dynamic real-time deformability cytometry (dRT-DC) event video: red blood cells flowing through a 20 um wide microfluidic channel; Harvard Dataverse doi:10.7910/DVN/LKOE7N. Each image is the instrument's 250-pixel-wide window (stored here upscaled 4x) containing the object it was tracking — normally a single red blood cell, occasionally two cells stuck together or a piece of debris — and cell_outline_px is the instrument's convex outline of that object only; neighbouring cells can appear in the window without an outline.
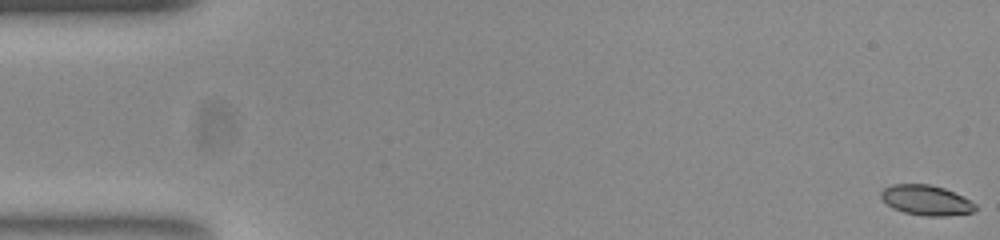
{"species": "common noctule bat (a hibernating species)", "species_latin": "Nyctalus noctula", "temperature_condition": "room temperature", "stored_images_in_passage": 55, "camera_frame_rate_fps": 3000, "um_per_image_px": 0.085, "animal": {"sex": "female", "body_mass_g": 23.0, "forearm_length_mm": 53.4}, "frame": {"image": 1, "passage_image": 1, "time_ms": 0.0, "image_size_px": [1000, 240], "cell_outline_px": [[976, 208], [972, 212], [948, 216], [924, 216], [904, 212], [892, 208], [880, 196], [880, 192], [884, 188], [892, 184], [928, 184], [944, 188], [976, 204]], "centroid_in_image_um": [78.69, 17.02], "position_along_channel_um": 6.3, "area_um2": 16.36}}
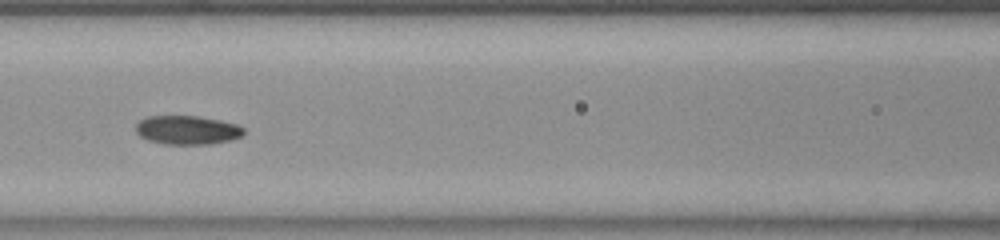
{"frame": {"image": 2, "passage_image": 24, "time_ms": 7.667, "image_size_px": [1000, 240], "cell_outline_px": [[244, 132], [240, 136], [228, 140], [208, 144], [164, 144], [148, 140], [140, 136], [136, 132], [136, 124], [140, 120], [148, 116], [196, 116], [220, 120], [236, 124], [244, 128]], "centroid_in_image_um": [15.88, 11.05], "position_along_channel_um": 150.7, "area_um2": 17.98}}
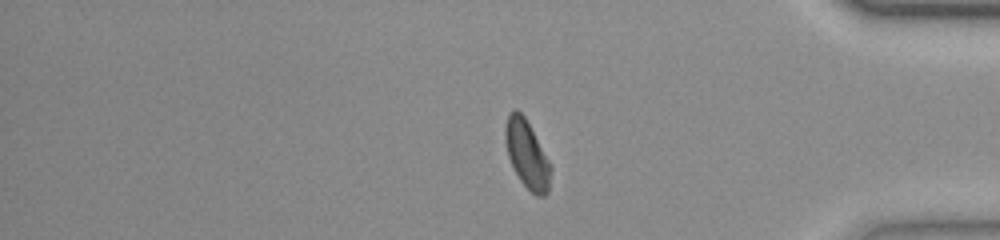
{"frame": {"image": 3, "passage_image": 45, "time_ms": 14.667, "image_size_px": [1000, 240], "cell_outline_px": [[552, 168], [548, 192], [544, 196], [536, 196], [520, 180], [508, 156], [504, 140], [504, 128], [508, 112], [516, 108], [524, 116], [548, 160]], "centroid_in_image_um": [44.77, 13.1], "position_along_channel_um": 390.4, "area_um2": 17.74}, "authors_computed_cell_mechanics": {"area_um2": 17.9758, "velocity_mm_per_s": 3.7964, "shape_relaxation_time_tau1_ms": 5.2664, "shape_relaxation_time_tau2_ms": 2.1472, "deformation_change_tau1": 0.1609, "deformation_change_tau2": 0.0632}}